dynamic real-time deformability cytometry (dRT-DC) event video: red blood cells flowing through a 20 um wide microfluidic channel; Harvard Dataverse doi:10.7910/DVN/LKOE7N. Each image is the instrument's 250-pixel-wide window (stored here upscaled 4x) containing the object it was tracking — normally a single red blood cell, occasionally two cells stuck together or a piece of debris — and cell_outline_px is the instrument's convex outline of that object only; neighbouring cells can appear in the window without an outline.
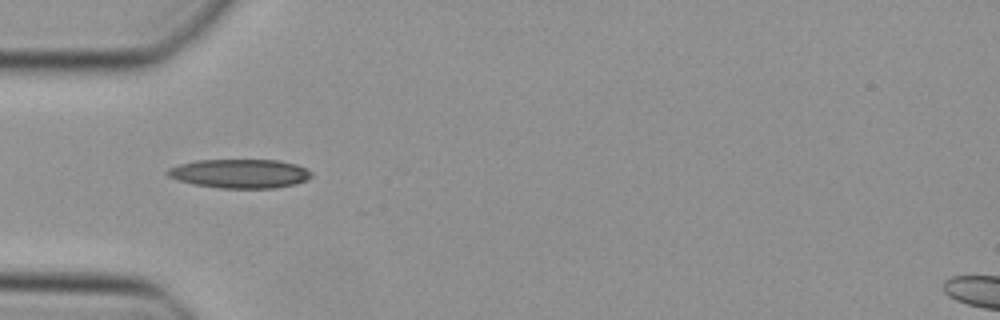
{"species": "Egyptian fruit bat (a non-hibernating species)", "species_latin": "Rousettus aegyptiacus", "temperature_condition": "cold", "stored_images_in_passage": 7, "camera_frame_rate_fps": 3000, "um_per_image_px": 0.085, "animal": {"sex": "female"}, "frame": {"image": 1, "passage_image": 1, "time_ms": 0.0, "image_size_px": [1000, 320], "cell_outline_px": [[312, 176], [296, 184], [276, 188], [220, 188], [192, 184], [176, 180], [168, 176], [164, 172], [168, 168], [180, 164], [196, 160], [280, 160], [296, 164], [312, 172]], "centroid_in_image_um": [20.35, 14.75], "position_along_channel_um": 64.6, "area_um2": 24.45}}
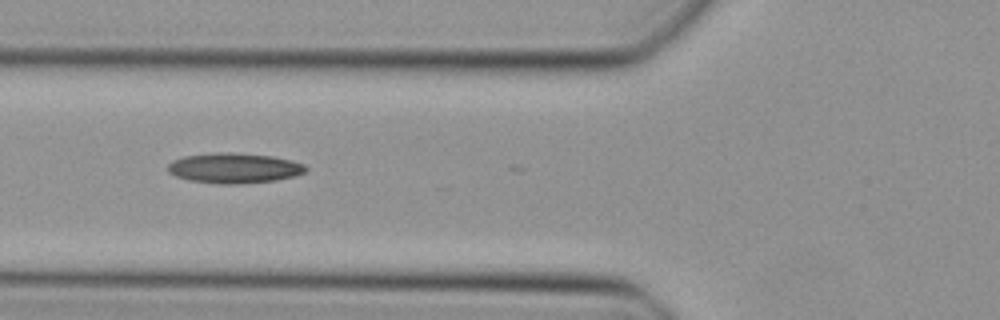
{"frame": {"image": 2, "passage_image": 4, "time_ms": 1.0, "image_size_px": [1000, 320], "cell_outline_px": [[308, 168], [304, 172], [296, 176], [276, 180], [236, 184], [220, 184], [188, 180], [176, 176], [168, 172], [168, 164], [172, 160], [184, 156], [212, 152], [232, 152], [272, 156], [292, 160], [304, 164]], "centroid_in_image_um": [19.9, 14.28], "position_along_channel_um": 105.9, "area_um2": 24.45}}